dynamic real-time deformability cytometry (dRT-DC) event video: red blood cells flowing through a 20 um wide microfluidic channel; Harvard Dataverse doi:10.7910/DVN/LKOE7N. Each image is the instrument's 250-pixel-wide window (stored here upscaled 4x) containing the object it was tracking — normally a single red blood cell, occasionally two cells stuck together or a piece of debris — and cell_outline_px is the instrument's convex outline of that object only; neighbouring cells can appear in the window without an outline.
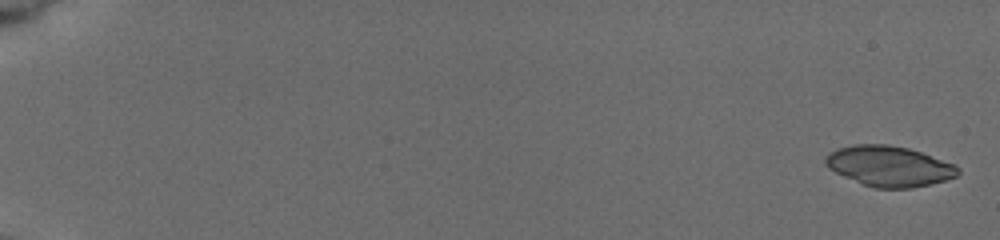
{"species": "common noctule bat (a hibernating species)", "species_latin": "Nyctalus noctula", "temperature_condition": "cold", "stored_images_in_passage": 6, "camera_frame_rate_fps": 3000, "um_per_image_px": 0.085, "animal": {"sex": "female", "body_mass_g": 19.5, "forearm_length_mm": 54.1}, "frame": {"image": 1, "passage_image": 1, "time_ms": 0.0, "image_size_px": [1000, 240], "cell_outline_px": [[960, 172], [956, 176], [932, 184], [912, 188], [876, 188], [864, 184], [844, 176], [828, 168], [824, 164], [824, 156], [828, 152], [836, 148], [856, 144], [888, 144], [908, 148], [956, 164], [960, 168]], "centroid_in_image_um": [75.57, 14.11], "position_along_channel_um": 9.4, "area_um2": 31.33}}